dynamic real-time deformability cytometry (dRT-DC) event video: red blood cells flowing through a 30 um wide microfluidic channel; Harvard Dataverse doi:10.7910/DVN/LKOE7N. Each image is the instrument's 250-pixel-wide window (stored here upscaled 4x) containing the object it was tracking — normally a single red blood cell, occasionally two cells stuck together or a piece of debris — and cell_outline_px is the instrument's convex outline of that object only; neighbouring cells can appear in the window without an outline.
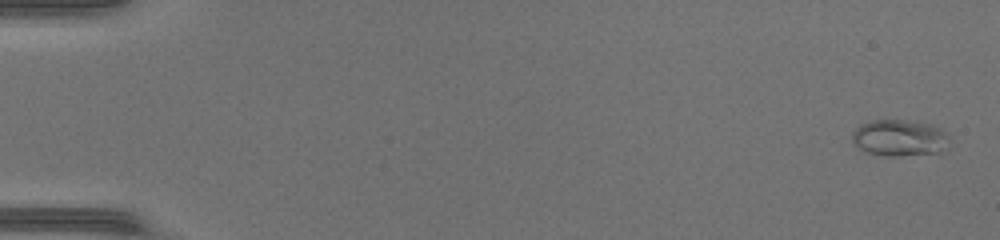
{"species": "common noctule bat (a hibernating species)", "species_latin": "Nyctalus noctula", "temperature_condition": "warm", "stored_images_in_passage": 47, "camera_frame_rate_fps": 3000, "um_per_image_px": 0.085, "animal": {"sex": "female", "body_mass_g": 17.0, "forearm_length_mm": 48.0}, "frame": {"image": 1, "passage_image": 1, "time_ms": 0.0, "image_size_px": [1000, 240], "cell_outline_px": [[944, 136], [940, 148], [936, 152], [900, 156], [884, 156], [868, 152], [860, 148], [852, 140], [852, 132], [856, 128], [864, 124], [876, 120], [900, 120], [928, 124], [944, 132]], "centroid_in_image_um": [76.31, 11.72], "position_along_channel_um": 8.7, "area_um2": 19.42}}
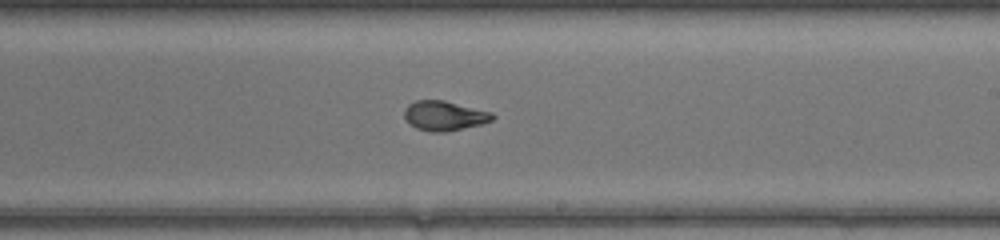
{"frame": {"image": 2, "passage_image": 29, "time_ms": 9.333, "image_size_px": [1000, 240], "cell_outline_px": [[496, 116], [492, 120], [480, 124], [444, 132], [432, 132], [416, 128], [404, 116], [404, 108], [408, 104], [416, 100], [444, 100], [492, 112]], "centroid_in_image_um": [37.77, 9.82], "position_along_channel_um": 251.2, "area_um2": 15.09}}
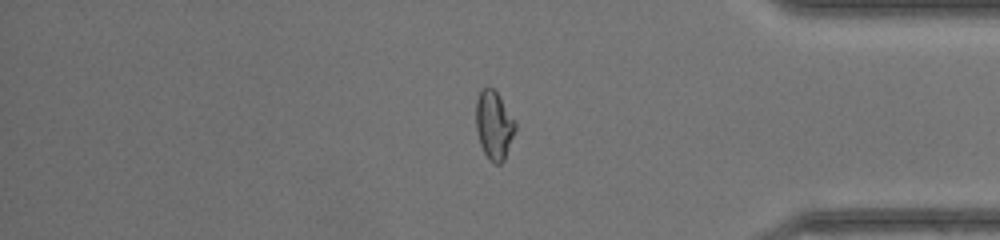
{"frame": {"image": 3, "passage_image": 40, "time_ms": 13.0, "image_size_px": [1000, 240], "cell_outline_px": [[516, 128], [504, 160], [500, 164], [496, 164], [484, 152], [480, 144], [476, 128], [476, 100], [480, 88], [488, 84], [496, 92], [516, 124]], "centroid_in_image_um": [41.96, 10.59], "position_along_channel_um": 393.2, "area_um2": 15.43}, "authors_computed_cell_mechanics": {"area_um2": 15.8372, "velocity_mm_per_s": 4.4372, "shape_relaxation_time_tau1_ms": 8.5535, "shape_relaxation_time_tau2_ms": 0.8553, "deformation_change_tau1": 0.291, "deformation_change_tau2": 0.0555}}